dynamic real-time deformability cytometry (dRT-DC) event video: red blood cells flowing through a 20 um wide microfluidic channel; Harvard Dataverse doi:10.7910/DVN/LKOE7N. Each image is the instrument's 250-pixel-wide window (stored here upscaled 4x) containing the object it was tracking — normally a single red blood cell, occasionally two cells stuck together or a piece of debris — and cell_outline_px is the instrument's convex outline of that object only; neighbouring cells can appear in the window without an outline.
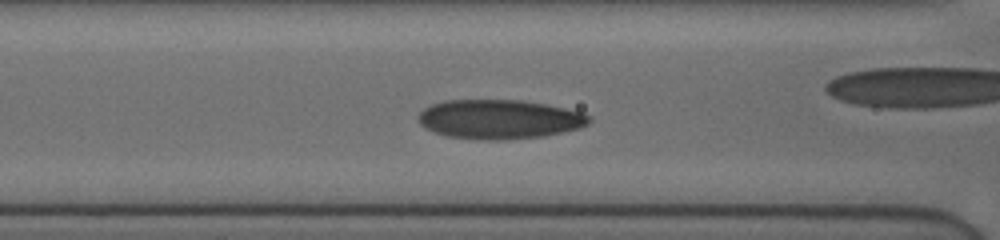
{"species": "human", "species_latin": "Homo sapiens", "temperature_condition": "cold", "stored_images_in_passage": 43, "camera_frame_rate_fps": 3000, "um_per_image_px": 0.085, "donor": {"sex": "female"}, "frame": {"image": 1, "passage_image": 14, "time_ms": 4.333, "image_size_px": [1000, 240], "cell_outline_px": [[592, 120], [588, 124], [580, 128], [544, 136], [500, 140], [488, 140], [448, 136], [424, 128], [416, 120], [416, 116], [424, 108], [432, 104], [444, 100], [524, 100], [584, 112], [592, 116]], "centroid_in_image_um": [42.45, 10.13], "position_along_channel_um": 124.1, "area_um2": 39.3}}
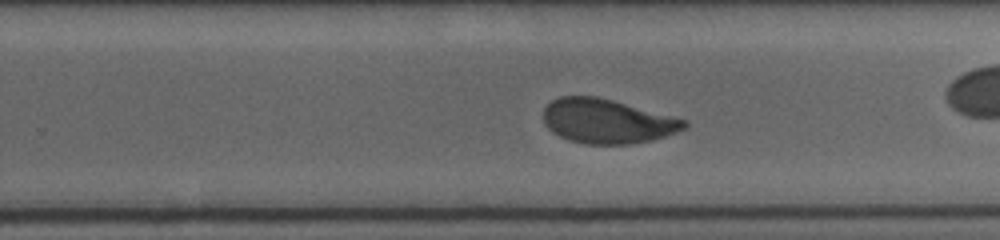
{"frame": {"image": 2, "passage_image": 26, "time_ms": 8.333, "image_size_px": [1000, 240], "cell_outline_px": [[688, 124], [684, 128], [676, 132], [652, 140], [628, 144], [584, 144], [568, 140], [552, 132], [544, 124], [544, 108], [552, 100], [560, 96], [596, 96], [612, 100], [688, 120]], "centroid_in_image_um": [51.58, 10.3], "position_along_channel_um": 278.2, "area_um2": 36.3}}
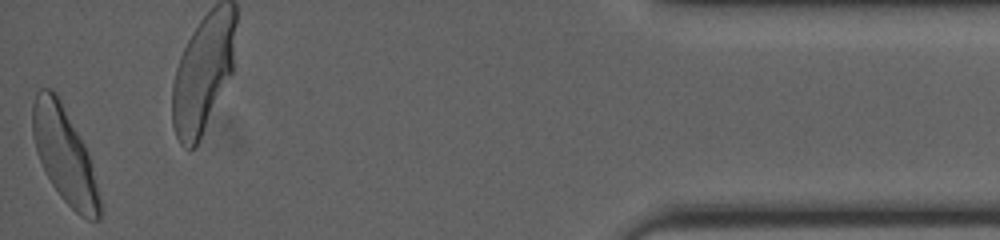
{"frame": {"image": 3, "passage_image": 43, "time_ms": 14.0, "image_size_px": [1000, 240], "cell_outline_px": [[104, 212], [100, 220], [88, 220], [80, 216], [60, 196], [52, 184], [36, 152], [32, 136], [32, 104], [36, 92], [40, 88], [52, 88], [56, 92], [84, 144], [88, 152]], "centroid_in_image_um": [5.49, 13.2], "position_along_channel_um": 429.7, "area_um2": 37.4}, "authors_computed_cell_mechanics": {"area_um2": 37.3966, "velocity_mm_per_s": 3.8518, "shape_relaxation_time_tau1_ms": 3.0337, "shape_relaxation_time_tau2_ms": 0.9817, "deformation_change_tau1": 0.1345, "deformation_change_tau2": 0.051}}